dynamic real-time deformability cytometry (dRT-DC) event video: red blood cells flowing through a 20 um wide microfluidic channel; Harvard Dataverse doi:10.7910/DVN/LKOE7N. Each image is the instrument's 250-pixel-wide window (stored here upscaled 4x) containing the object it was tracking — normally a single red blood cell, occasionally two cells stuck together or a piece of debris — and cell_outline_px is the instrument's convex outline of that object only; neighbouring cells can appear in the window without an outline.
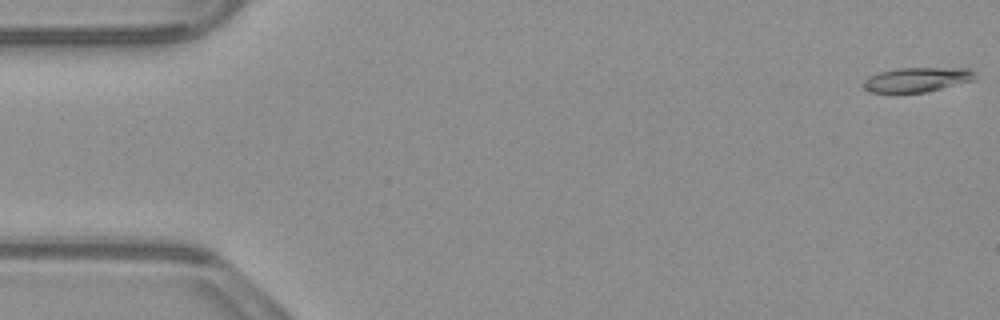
{"species": "common noctule bat (a hibernating species)", "species_latin": "Nyctalus noctula", "temperature_condition": "warm", "stored_images_in_passage": 54, "camera_frame_rate_fps": 3000, "um_per_image_px": 0.085, "animal": {"sex": "male", "body_mass_g": 23.1, "forearm_length_mm": 52.7}, "frame": {"image": 1, "passage_image": 1, "time_ms": 0.0, "image_size_px": [1000, 320], "cell_outline_px": [[976, 80], [928, 92], [868, 92], [864, 88], [864, 80], [868, 76], [880, 72], [896, 68], [968, 68], [976, 72]], "centroid_in_image_um": [78.0, 6.76], "position_along_channel_um": 7.0, "area_um2": 16.13}}
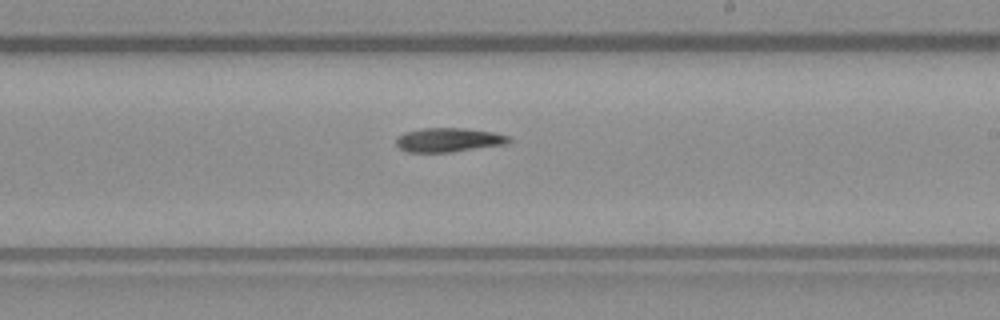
{"frame": {"image": 2, "passage_image": 31, "time_ms": 10.0, "image_size_px": [1000, 320], "cell_outline_px": [[512, 140], [508, 144], [448, 152], [408, 152], [400, 148], [396, 144], [396, 136], [404, 132], [424, 128], [464, 128], [492, 132], [508, 136]], "centroid_in_image_um": [38.11, 11.89], "position_along_channel_um": 250.9, "area_um2": 15.78}}
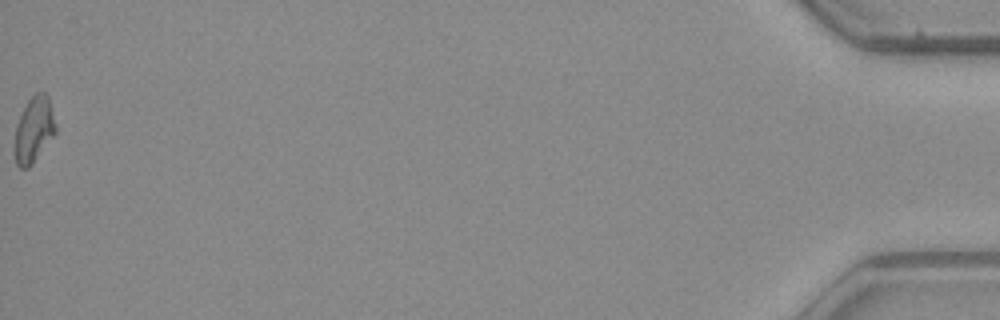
{"frame": {"image": 3, "passage_image": 54, "time_ms": 17.667, "image_size_px": [1000, 320], "cell_outline_px": [[56, 132], [32, 164], [28, 168], [20, 168], [16, 164], [16, 124], [28, 100], [36, 92], [44, 92], [48, 96], [56, 128]], "centroid_in_image_um": [2.89, 11.01], "position_along_channel_um": 432.3, "area_um2": 15.2}}